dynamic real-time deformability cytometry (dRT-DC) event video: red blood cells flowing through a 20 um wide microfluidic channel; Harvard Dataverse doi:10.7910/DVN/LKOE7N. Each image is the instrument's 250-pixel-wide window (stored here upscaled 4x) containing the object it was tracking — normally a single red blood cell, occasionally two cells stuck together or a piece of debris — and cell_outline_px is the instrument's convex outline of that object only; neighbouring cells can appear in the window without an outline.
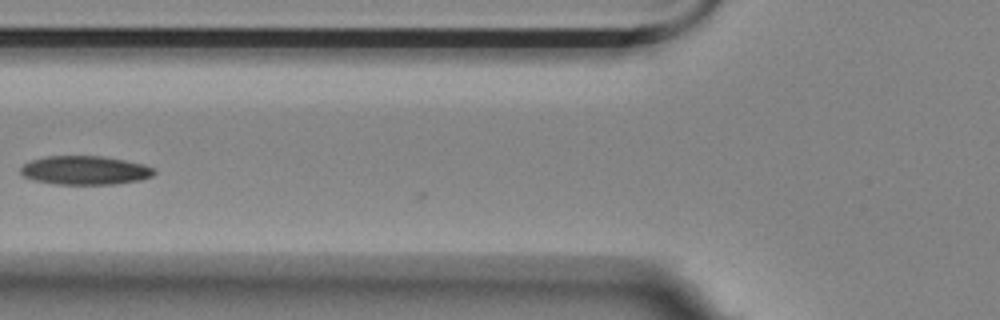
{"species": "Egyptian fruit bat (a non-hibernating species)", "species_latin": "Rousettus aegyptiacus", "temperature_condition": "room temperature", "stored_images_in_passage": 33, "camera_frame_rate_fps": 3000, "um_per_image_px": 0.085, "animal": {"sex": "female"}, "frame": {"image": 1, "passage_image": 6, "time_ms": 1.667, "image_size_px": [1000, 320], "cell_outline_px": [[156, 172], [152, 176], [140, 180], [116, 184], [56, 184], [32, 180], [24, 176], [20, 172], [20, 168], [24, 164], [32, 160], [48, 156], [100, 156], [124, 160], [144, 164], [156, 168]], "centroid_in_image_um": [7.25, 14.48], "position_along_channel_um": 118.6, "area_um2": 22.43}}
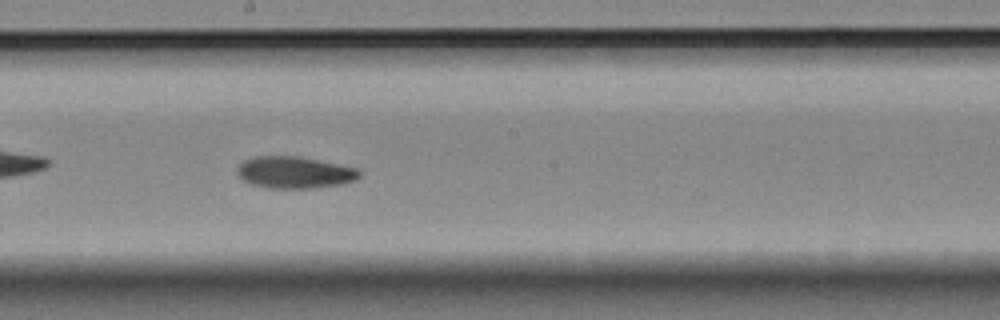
{"frame": {"image": 2, "passage_image": 15, "time_ms": 4.667, "image_size_px": [1000, 320], "cell_outline_px": [[360, 176], [356, 180], [344, 184], [312, 188], [268, 188], [252, 184], [244, 180], [236, 172], [240, 164], [244, 160], [256, 156], [300, 156], [360, 168]], "centroid_in_image_um": [25.09, 14.65], "position_along_channel_um": 223.1, "area_um2": 22.83}}
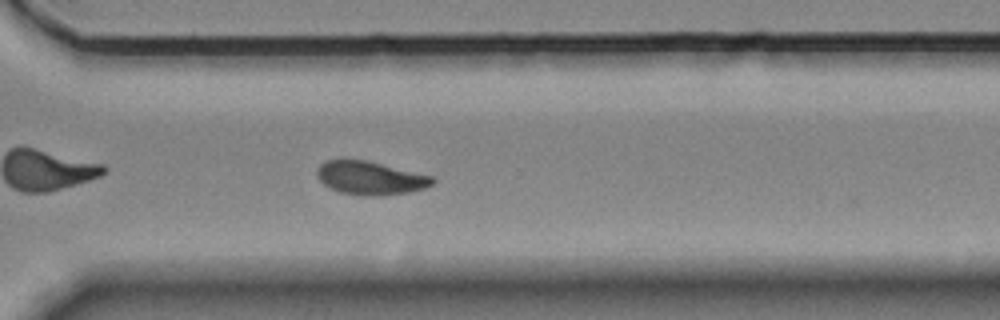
{"frame": {"image": 3, "passage_image": 25, "time_ms": 8.0, "image_size_px": [1000, 320], "cell_outline_px": [[436, 180], [432, 184], [424, 188], [408, 192], [380, 196], [368, 196], [340, 192], [324, 184], [316, 176], [316, 172], [320, 164], [328, 160], [364, 160], [432, 176]], "centroid_in_image_um": [31.47, 15.14], "position_along_channel_um": 339.1, "area_um2": 22.08}, "authors_computed_cell_mechanics": {"area_um2": 22.1952, "velocity_mm_per_s": 3.4829, "shape_relaxation_time_tau1_ms": null, "shape_relaxation_time_tau2_ms": 3.8791, "deformation_change_tau1": null, "deformation_change_tau2": 0.0782}}